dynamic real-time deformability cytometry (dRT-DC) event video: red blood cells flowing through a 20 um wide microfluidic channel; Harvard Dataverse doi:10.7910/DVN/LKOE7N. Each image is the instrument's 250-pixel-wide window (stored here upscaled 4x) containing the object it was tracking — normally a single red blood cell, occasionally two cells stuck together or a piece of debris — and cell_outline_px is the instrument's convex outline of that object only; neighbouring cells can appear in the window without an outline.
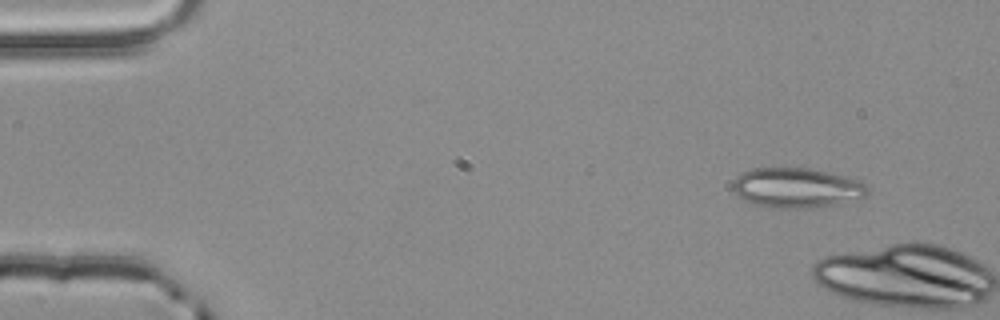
{"species": "common noctule bat (a hibernating species)", "species_latin": "Nyctalus noctula", "temperature_condition": "room temperature", "stored_images_in_passage": 4, "camera_frame_rate_fps": 3000, "um_per_image_px": 0.085, "animal": {"sex": "male", "body_mass_g": 20.4}, "frame": {"image": 1, "passage_image": 1, "time_ms": 0.0, "image_size_px": [1000, 320], "cell_outline_px": [[868, 192], [864, 196], [836, 204], [816, 208], [764, 208], [752, 204], [744, 200], [732, 192], [732, 184], [736, 176], [740, 172], [752, 168], [808, 168], [828, 172], [856, 180], [864, 184], [868, 188]], "centroid_in_image_um": [67.6, 15.98], "position_along_channel_um": 17.4, "area_um2": 31.5}}